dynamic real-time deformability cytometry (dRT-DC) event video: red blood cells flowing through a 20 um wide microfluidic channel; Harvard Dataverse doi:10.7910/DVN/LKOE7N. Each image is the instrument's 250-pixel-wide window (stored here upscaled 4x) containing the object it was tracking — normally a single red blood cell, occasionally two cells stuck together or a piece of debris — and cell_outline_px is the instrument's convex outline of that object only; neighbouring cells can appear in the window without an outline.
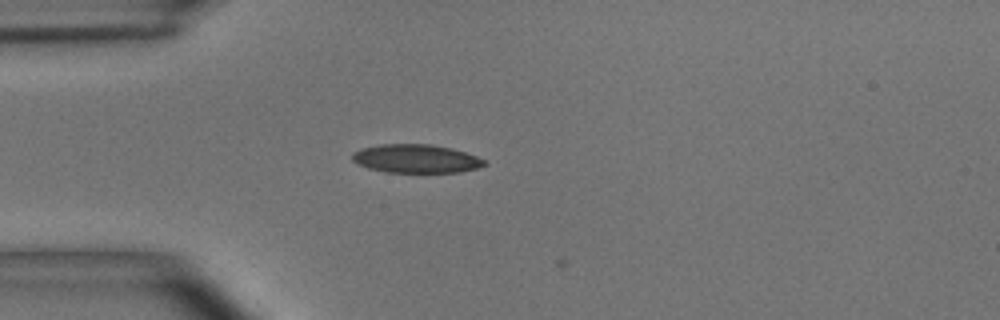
{"species": "common noctule bat (a hibernating species)", "species_latin": "Nyctalus noctula", "temperature_condition": "room temperature", "stored_images_in_passage": 7, "camera_frame_rate_fps": 3000, "um_per_image_px": 0.085, "animal": {"sex": "male", "body_mass_g": 15.6}, "frame": {"image": 1, "passage_image": 3, "time_ms": 0.667, "image_size_px": [1000, 320], "cell_outline_px": [[488, 164], [476, 168], [460, 172], [388, 172], [368, 168], [352, 160], [352, 152], [360, 148], [380, 144], [432, 144], [452, 148], [476, 156], [484, 160]], "centroid_in_image_um": [35.35, 13.47], "position_along_channel_um": 49.7, "area_um2": 21.91}}